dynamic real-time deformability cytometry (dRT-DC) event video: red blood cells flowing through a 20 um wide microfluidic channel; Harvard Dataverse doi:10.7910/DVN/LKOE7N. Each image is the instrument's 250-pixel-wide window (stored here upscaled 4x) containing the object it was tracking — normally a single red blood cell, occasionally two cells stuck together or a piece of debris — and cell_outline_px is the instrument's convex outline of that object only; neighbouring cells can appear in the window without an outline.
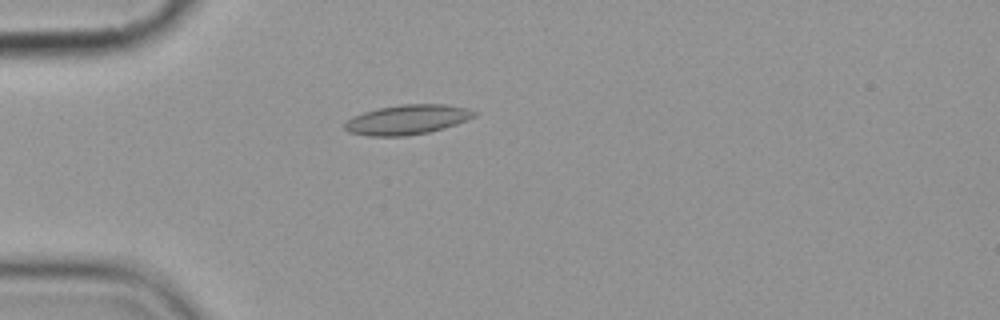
{"species": "common noctule bat (a hibernating species)", "species_latin": "Nyctalus noctula", "temperature_condition": "cold", "stored_images_in_passage": 1, "camera_frame_rate_fps": 3000, "um_per_image_px": 0.085, "animal": {"sex": "female", "body_mass_g": 19.9}, "frame": {"image": 1, "passage_image": 1, "time_ms": 0.0, "image_size_px": [1000, 320], "cell_outline_px": [[476, 116], [456, 124], [444, 128], [428, 132], [404, 136], [368, 136], [348, 132], [344, 128], [344, 124], [352, 116], [376, 108], [400, 104], [444, 104], [468, 108], [476, 112]], "centroid_in_image_um": [34.6, 10.16], "position_along_channel_um": 50.4, "area_um2": 22.48}}